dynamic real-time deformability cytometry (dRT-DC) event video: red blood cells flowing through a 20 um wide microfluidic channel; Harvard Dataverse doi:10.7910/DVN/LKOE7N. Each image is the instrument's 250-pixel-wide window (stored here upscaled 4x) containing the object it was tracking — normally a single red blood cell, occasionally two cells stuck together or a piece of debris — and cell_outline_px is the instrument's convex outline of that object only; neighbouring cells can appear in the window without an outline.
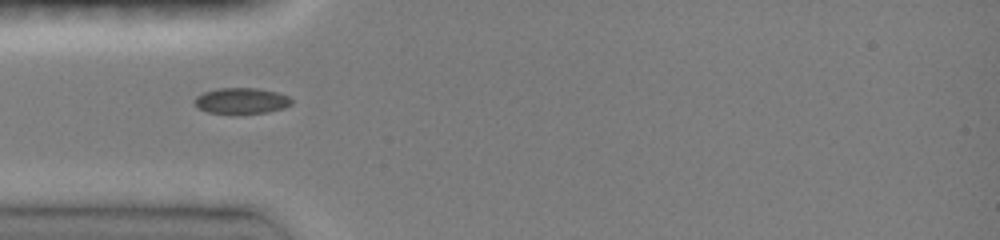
{"species": "common noctule bat (a hibernating species)", "species_latin": "Nyctalus noctula", "temperature_condition": "room temperature", "stored_images_in_passage": 32, "camera_frame_rate_fps": 3000, "um_per_image_px": 0.085, "animal": {"sex": "female", "body_mass_g": 19.0, "forearm_length_mm": 51.5}, "frame": {"image": 1, "passage_image": 1, "time_ms": 0.0, "image_size_px": [1000, 240], "cell_outline_px": [[292, 104], [284, 108], [268, 112], [236, 116], [232, 116], [208, 112], [196, 108], [192, 100], [196, 96], [204, 92], [216, 88], [256, 88], [276, 92], [288, 96], [292, 100]], "centroid_in_image_um": [20.46, 8.61], "position_along_channel_um": 64.5, "area_um2": 15.37}}
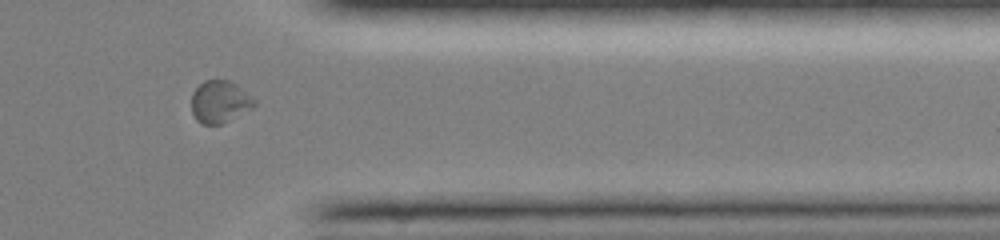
{"frame": {"image": 2, "passage_image": 20, "time_ms": 8.0, "image_size_px": [1000, 240], "cell_outline_px": [[256, 104], [252, 108], [220, 124], [200, 124], [196, 120], [192, 112], [192, 92], [204, 80], [228, 80], [236, 84], [256, 100]], "centroid_in_image_um": [18.66, 8.64], "position_along_channel_um": 392.7, "area_um2": 15.32}}
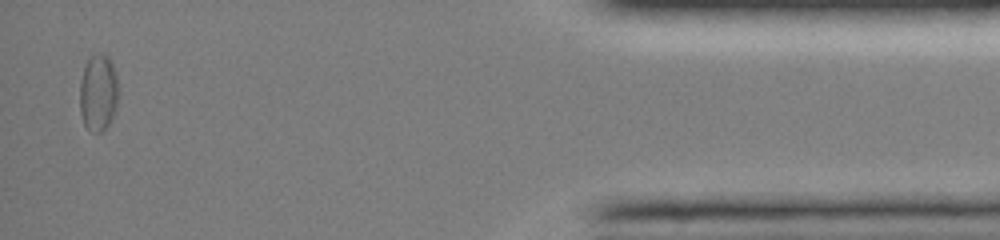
{"frame": {"image": 3, "passage_image": 29, "time_ms": 10.333, "image_size_px": [1000, 240], "cell_outline_px": [[116, 108], [112, 120], [100, 132], [92, 132], [84, 124], [80, 112], [80, 80], [84, 68], [88, 60], [92, 56], [100, 52], [104, 52], [108, 56], [112, 64], [116, 76]], "centroid_in_image_um": [8.33, 7.87], "position_along_channel_um": 426.9, "area_um2": 17.05}}